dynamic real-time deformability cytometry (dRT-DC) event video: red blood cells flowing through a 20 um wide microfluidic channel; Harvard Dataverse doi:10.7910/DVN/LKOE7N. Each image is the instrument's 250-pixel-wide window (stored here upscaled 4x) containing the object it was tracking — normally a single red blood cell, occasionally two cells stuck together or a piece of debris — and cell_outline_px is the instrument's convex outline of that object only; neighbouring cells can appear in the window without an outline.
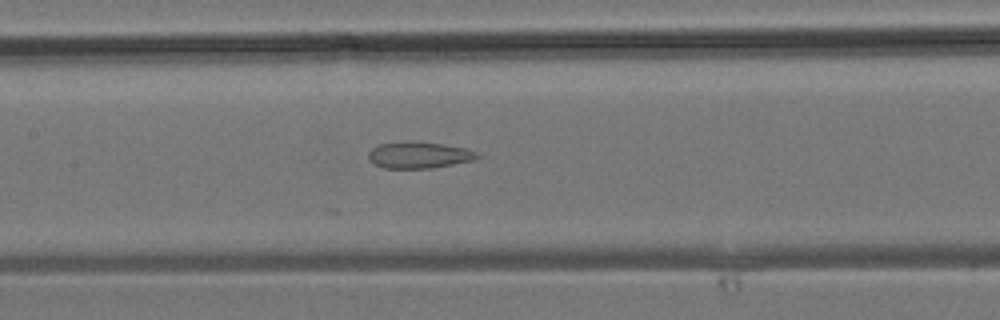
{"species": "common noctule bat (a hibernating species)", "species_latin": "Nyctalus noctula", "temperature_condition": "room temperature", "stored_images_in_passage": 37, "camera_frame_rate_fps": 3000, "um_per_image_px": 0.085, "animal": {"sex": "male", "body_mass_g": 19.2, "forearm_length_mm": 51.8}, "frame": {"image": 1, "passage_image": 18, "time_ms": 5.667, "image_size_px": [1000, 320], "cell_outline_px": [[480, 156], [472, 160], [432, 168], [384, 168], [368, 160], [368, 152], [372, 148], [380, 144], [404, 140], [444, 144], [464, 148], [476, 152]], "centroid_in_image_um": [35.56, 13.16], "position_along_channel_um": 171.8, "area_um2": 16.76}}
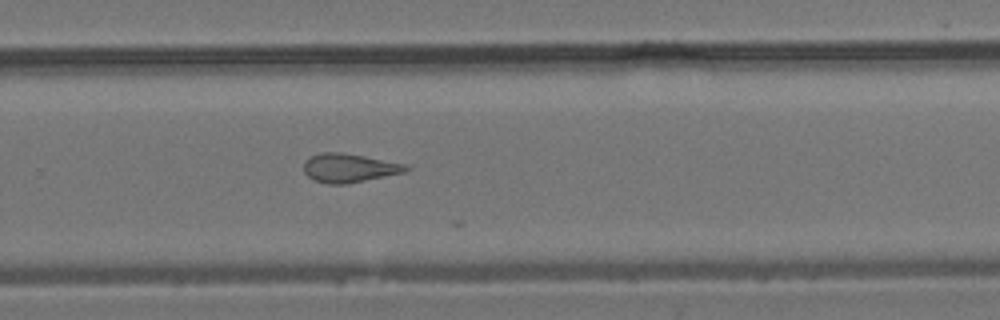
{"frame": {"image": 2, "passage_image": 25, "time_ms": 8.0, "image_size_px": [1000, 320], "cell_outline_px": [[412, 168], [404, 172], [344, 184], [328, 184], [316, 180], [308, 176], [304, 172], [304, 160], [320, 152], [340, 152], [364, 156], [404, 164]], "centroid_in_image_um": [29.64, 14.26], "position_along_channel_um": 300.2, "area_um2": 16.82}}
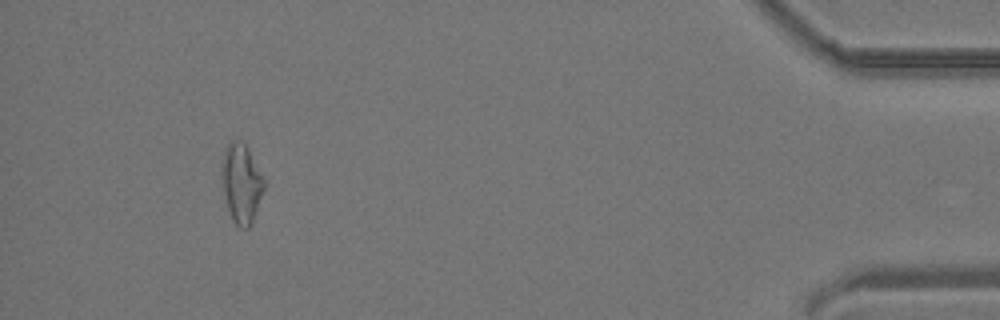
{"frame": {"image": 3, "passage_image": 35, "time_ms": 11.333, "image_size_px": [1000, 320], "cell_outline_px": [[264, 188], [252, 224], [248, 228], [240, 228], [232, 220], [228, 208], [224, 192], [220, 168], [220, 164], [224, 152], [228, 144], [232, 140], [240, 140], [248, 148], [264, 180]], "centroid_in_image_um": [20.5, 15.58], "position_along_channel_um": 414.7, "area_um2": 19.36}}